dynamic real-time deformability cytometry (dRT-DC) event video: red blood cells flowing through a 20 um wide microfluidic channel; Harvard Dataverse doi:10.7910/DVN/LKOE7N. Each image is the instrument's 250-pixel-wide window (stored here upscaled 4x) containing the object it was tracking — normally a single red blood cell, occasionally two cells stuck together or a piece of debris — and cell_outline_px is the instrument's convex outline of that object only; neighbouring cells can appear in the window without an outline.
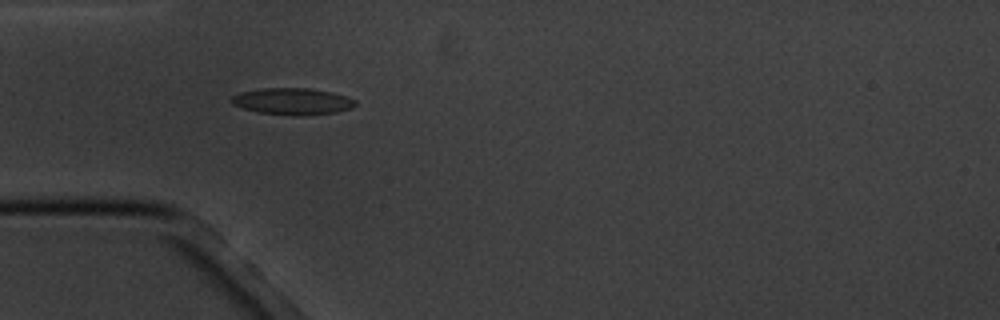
{"species": "common noctule bat (a hibernating species)", "species_latin": "Nyctalus noctula", "temperature_condition": "cold", "stored_images_in_passage": 5, "camera_frame_rate_fps": 3000, "um_per_image_px": 0.085, "animal": {"sex": "male", "body_mass_g": 20.1, "forearm_length_mm": 53.5}, "frame": {"image": 1, "passage_image": 4, "time_ms": 3.333, "image_size_px": [1000, 320], "cell_outline_px": [[356, 104], [352, 108], [336, 112], [292, 116], [256, 112], [232, 104], [232, 96], [240, 92], [260, 88], [308, 88], [332, 92], [356, 100]], "centroid_in_image_um": [24.84, 8.61], "position_along_channel_um": 60.2, "area_um2": 19.19}}
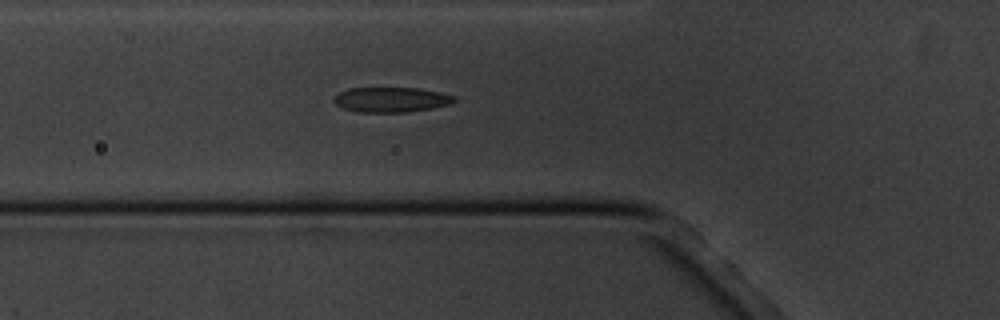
{"frame": {"image": 2, "passage_image": 5, "time_ms": 4.333, "image_size_px": [1000, 320], "cell_outline_px": [[456, 100], [452, 104], [432, 108], [408, 112], [356, 112], [344, 108], [336, 104], [332, 100], [332, 96], [348, 88], [416, 88], [440, 92], [456, 96]], "centroid_in_image_um": [33.24, 8.47], "position_along_channel_um": 92.6, "area_um2": 17.69}}